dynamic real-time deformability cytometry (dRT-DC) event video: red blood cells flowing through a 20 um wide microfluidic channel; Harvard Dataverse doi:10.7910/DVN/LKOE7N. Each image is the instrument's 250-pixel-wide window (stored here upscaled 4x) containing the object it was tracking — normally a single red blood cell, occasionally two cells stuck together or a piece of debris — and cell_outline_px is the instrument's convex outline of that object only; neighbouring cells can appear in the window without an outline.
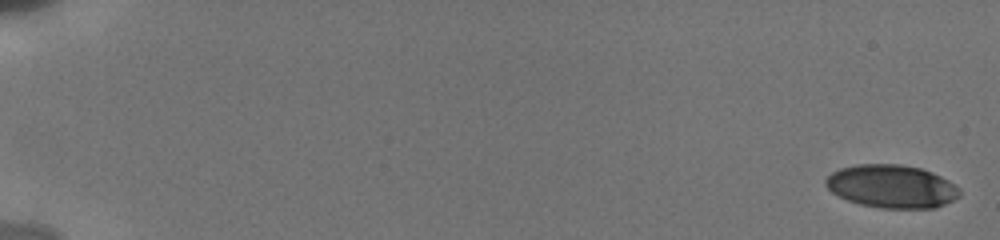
{"species": "human", "species_latin": "Homo sapiens", "temperature_condition": "cold", "stored_images_in_passage": 55, "camera_frame_rate_fps": 3000, "um_per_image_px": 0.085, "donor": {"sex": "male"}, "frame": {"image": 1, "passage_image": 1, "time_ms": 0.0, "image_size_px": [1000, 240], "cell_outline_px": [[960, 196], [936, 208], [880, 208], [860, 204], [848, 200], [832, 192], [824, 184], [824, 180], [832, 172], [840, 168], [856, 164], [900, 164], [920, 168], [932, 172], [948, 180], [960, 188]], "centroid_in_image_um": [75.79, 15.84], "position_along_channel_um": 9.2, "area_um2": 33.64}}
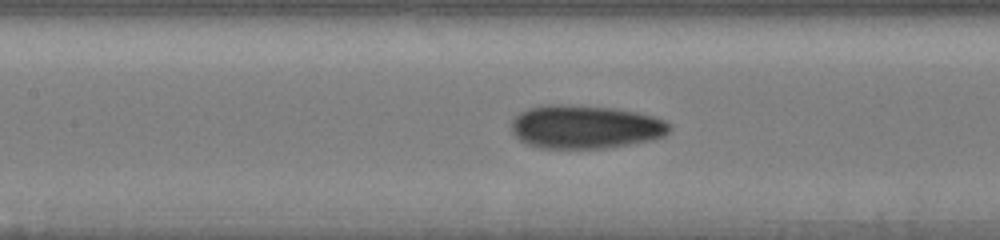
{"frame": {"image": 2, "passage_image": 32, "time_ms": 9.0, "image_size_px": [1000, 240], "cell_outline_px": [[672, 128], [664, 136], [648, 140], [608, 148], [540, 148], [528, 144], [520, 140], [512, 132], [512, 120], [520, 112], [528, 108], [544, 104], [568, 104], [612, 108], [636, 112], [652, 116], [664, 120]], "centroid_in_image_um": [49.71, 10.78], "position_along_channel_um": 157.7, "area_um2": 39.94}}
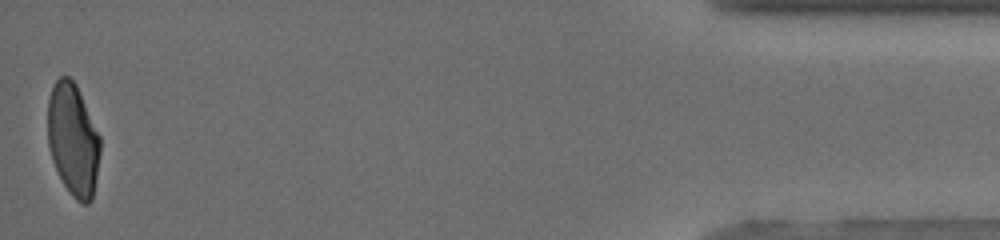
{"frame": {"image": 3, "passage_image": 55, "time_ms": 18.0, "image_size_px": [1000, 240], "cell_outline_px": [[100, 152], [92, 200], [88, 204], [84, 204], [76, 200], [72, 196], [64, 184], [52, 160], [48, 144], [48, 100], [52, 88], [56, 80], [60, 76], [68, 76], [76, 84], [100, 136]], "centroid_in_image_um": [6.21, 11.87], "position_along_channel_um": 429.0, "area_um2": 34.1}, "authors_computed_cell_mechanics": {"area_um2": 37.1076, "velocity_mm_per_s": 3.8486, "shape_relaxation_time_tau1_ms": 6.5922, "shape_relaxation_time_tau2_ms": 1.2749, "deformation_change_tau1": 0.1776, "deformation_change_tau2": 0.0721}}